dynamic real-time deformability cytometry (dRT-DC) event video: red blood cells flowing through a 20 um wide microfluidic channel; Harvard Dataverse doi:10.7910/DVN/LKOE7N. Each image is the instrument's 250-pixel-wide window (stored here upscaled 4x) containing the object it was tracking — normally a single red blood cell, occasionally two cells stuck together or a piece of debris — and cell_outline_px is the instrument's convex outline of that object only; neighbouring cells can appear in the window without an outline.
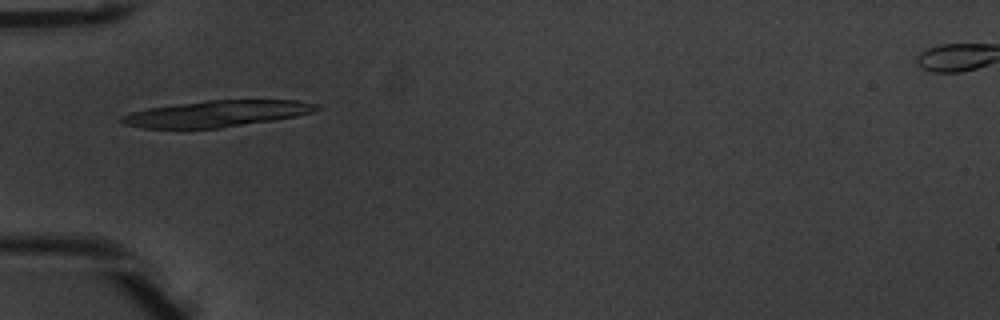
{"species": "common noctule bat (a hibernating species)", "species_latin": "Nyctalus noctula", "temperature_condition": "warm", "stored_images_in_passage": 8, "camera_frame_rate_fps": 3000, "um_per_image_px": 0.085, "animal": {"sex": "male", "body_mass_g": 20.1, "forearm_length_mm": 53.5}, "frame": {"image": 1, "passage_image": 5, "time_ms": 1.333, "image_size_px": [1000, 320], "cell_outline_px": [[324, 108], [312, 112], [296, 116], [272, 120], [220, 128], [144, 128], [124, 124], [120, 120], [120, 116], [132, 112], [148, 108], [176, 104], [208, 100], [296, 100], [316, 104]], "centroid_in_image_um": [18.43, 9.66], "position_along_channel_um": 66.6, "area_um2": 29.71}}